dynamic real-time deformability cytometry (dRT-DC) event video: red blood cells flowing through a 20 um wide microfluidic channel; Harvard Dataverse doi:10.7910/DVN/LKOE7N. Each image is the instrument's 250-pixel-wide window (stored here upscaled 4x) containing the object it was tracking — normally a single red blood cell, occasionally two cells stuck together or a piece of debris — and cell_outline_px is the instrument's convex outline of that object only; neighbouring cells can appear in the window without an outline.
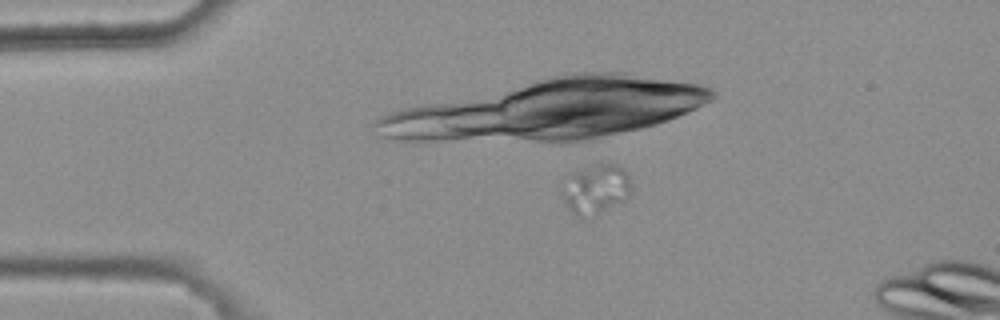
{"species": "common noctule bat (a hibernating species)", "species_latin": "Nyctalus noctula", "temperature_condition": "warm", "stored_images_in_passage": 5, "camera_frame_rate_fps": 3000, "um_per_image_px": 0.085, "animal": {"sex": "female", "body_mass_g": 25.1}, "frame": {"image": 1, "passage_image": 3, "time_ms": 0.667, "image_size_px": [1000, 320], "cell_outline_px": [[632, 192], [624, 200], [600, 212], [580, 220], [568, 208], [564, 200], [564, 196], [572, 176], [576, 172], [600, 164], [616, 164], [628, 176], [632, 184]], "centroid_in_image_um": [50.73, 16.13], "position_along_channel_um": 34.3, "area_um2": 18.9}}